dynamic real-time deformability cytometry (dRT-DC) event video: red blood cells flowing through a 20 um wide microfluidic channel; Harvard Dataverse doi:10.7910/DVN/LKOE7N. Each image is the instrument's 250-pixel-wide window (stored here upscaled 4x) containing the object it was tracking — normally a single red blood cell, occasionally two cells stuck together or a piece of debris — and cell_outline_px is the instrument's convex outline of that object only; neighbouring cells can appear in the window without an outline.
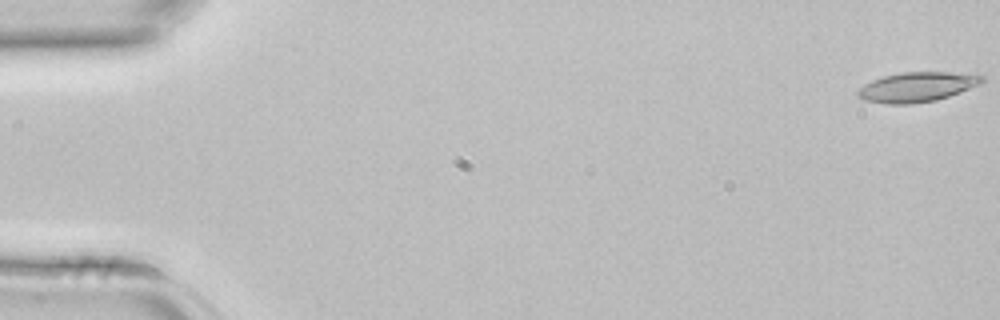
{"species": "common noctule bat (a hibernating species)", "species_latin": "Nyctalus noctula", "temperature_condition": "room temperature", "stored_images_in_passage": 4, "camera_frame_rate_fps": 3000, "um_per_image_px": 0.085, "animal": {"sex": "female", "body_mass_g": 22.7, "forearm_length_mm": 54.2}, "frame": {"image": 1, "passage_image": 1, "time_ms": 0.0, "image_size_px": [1000, 320], "cell_outline_px": [[984, 80], [980, 84], [960, 92], [936, 100], [912, 104], [884, 104], [864, 100], [856, 96], [856, 88], [872, 80], [884, 76], [900, 72], [948, 72], [984, 76]], "centroid_in_image_um": [77.87, 7.4], "position_along_channel_um": 7.1, "area_um2": 21.62}}
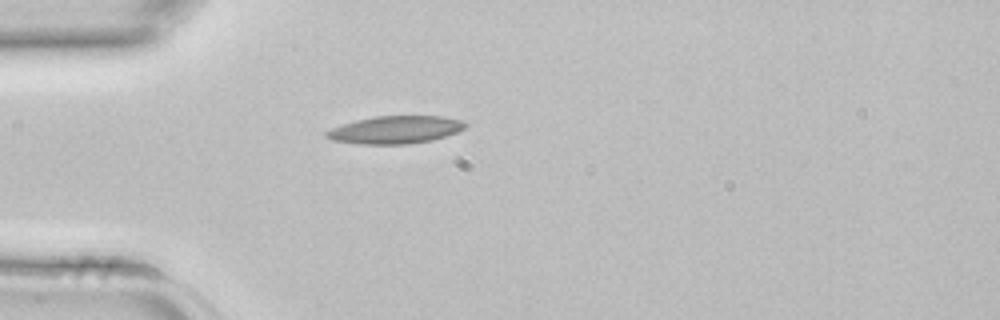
{"frame": {"image": 2, "passage_image": 4, "time_ms": 1.0, "image_size_px": [1000, 320], "cell_outline_px": [[468, 124], [464, 128], [456, 132], [432, 140], [408, 144], [360, 144], [332, 140], [324, 136], [324, 132], [332, 128], [356, 120], [376, 116], [440, 116], [460, 120]], "centroid_in_image_um": [33.58, 11.03], "position_along_channel_um": 51.4, "area_um2": 22.2}}